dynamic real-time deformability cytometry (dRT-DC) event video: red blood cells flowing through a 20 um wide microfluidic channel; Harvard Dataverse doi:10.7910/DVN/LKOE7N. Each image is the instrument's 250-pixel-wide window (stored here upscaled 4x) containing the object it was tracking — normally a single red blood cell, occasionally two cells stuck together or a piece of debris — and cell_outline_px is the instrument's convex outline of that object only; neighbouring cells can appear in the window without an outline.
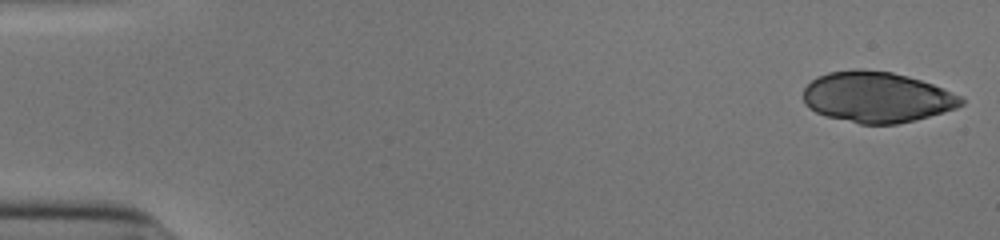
{"species": "human", "species_latin": "Homo sapiens", "temperature_condition": "cold", "stored_images_in_passage": 51, "segment_of_instrument_passage": [1, 2], "camera_frame_rate_fps": 3000, "um_per_image_px": 0.085, "donor": {"sex": "male"}, "frame": {"image": 1, "passage_image": 1, "time_ms": 0.0, "image_size_px": [1000, 240], "cell_outline_px": [[964, 104], [956, 108], [928, 116], [896, 124], [860, 124], [828, 116], [816, 112], [808, 108], [804, 104], [804, 88], [816, 76], [828, 72], [856, 68], [860, 68], [892, 72], [908, 76], [932, 84], [960, 96], [964, 100]], "centroid_in_image_um": [74.49, 8.24], "position_along_channel_um": 10.5, "area_um2": 46.53}}
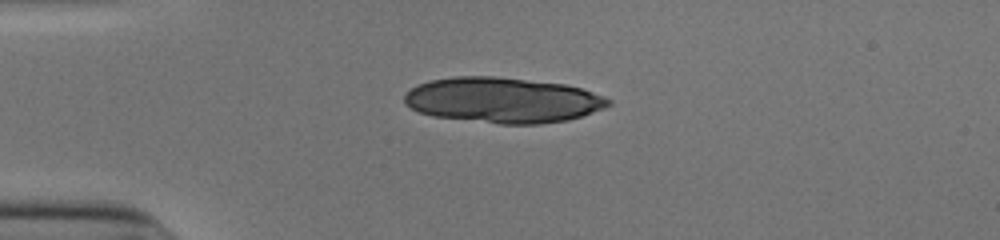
{"frame": {"image": 2, "passage_image": 13, "time_ms": 4.0, "image_size_px": [1000, 240], "cell_outline_px": [[612, 104], [604, 108], [568, 120], [540, 124], [500, 124], [432, 116], [420, 112], [404, 104], [404, 96], [416, 84], [432, 80], [452, 76], [496, 76], [564, 84], [580, 88], [604, 96], [612, 100]], "centroid_in_image_um": [42.73, 8.51], "position_along_channel_um": 42.3, "area_um2": 54.04}}